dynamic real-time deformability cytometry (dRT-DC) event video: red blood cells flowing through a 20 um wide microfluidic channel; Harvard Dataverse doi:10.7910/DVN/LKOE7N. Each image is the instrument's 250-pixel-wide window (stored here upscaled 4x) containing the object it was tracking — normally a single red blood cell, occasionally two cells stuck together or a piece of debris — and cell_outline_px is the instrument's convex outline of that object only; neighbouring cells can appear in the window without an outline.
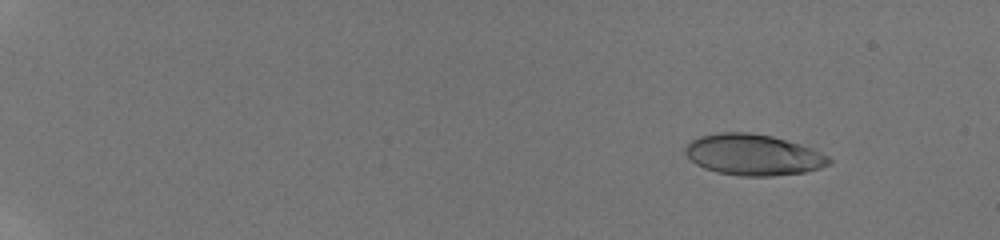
{"species": "human", "species_latin": "Homo sapiens", "temperature_condition": "room temperature", "stored_images_in_passage": 57, "camera_frame_rate_fps": 3000, "um_per_image_px": 0.085, "donor": {"sex": "male"}, "frame": {"image": 1, "passage_image": 8, "time_ms": 2.333, "image_size_px": [1000, 240], "cell_outline_px": [[832, 164], [820, 168], [804, 172], [772, 176], [740, 176], [716, 172], [704, 168], [696, 164], [684, 152], [684, 148], [692, 140], [700, 136], [716, 132], [752, 132], [772, 136], [800, 144], [812, 148], [828, 156], [832, 160]], "centroid_in_image_um": [64.03, 13.15], "position_along_channel_um": 21.0, "area_um2": 34.56}}
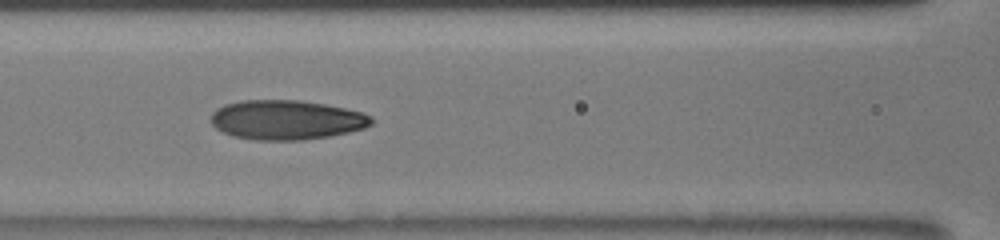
{"frame": {"image": 2, "passage_image": 30, "time_ms": 9.667, "image_size_px": [1000, 240], "cell_outline_px": [[372, 124], [364, 128], [332, 136], [304, 140], [256, 140], [232, 136], [216, 128], [212, 124], [212, 112], [216, 108], [224, 104], [240, 100], [296, 100], [324, 104], [344, 108], [360, 112], [372, 116]], "centroid_in_image_um": [24.33, 10.19], "position_along_channel_um": 142.3, "area_um2": 36.99}}
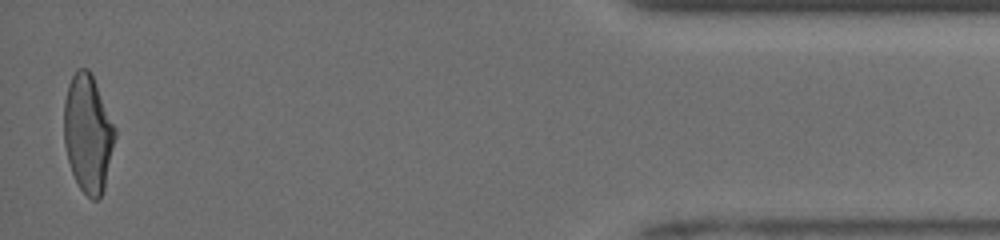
{"frame": {"image": 3, "passage_image": 56, "time_ms": 18.333, "image_size_px": [1000, 240], "cell_outline_px": [[116, 136], [104, 188], [100, 196], [96, 200], [92, 200], [80, 188], [72, 172], [68, 160], [64, 144], [64, 100], [68, 84], [76, 68], [88, 68], [92, 76], [116, 128]], "centroid_in_image_um": [7.47, 11.33], "position_along_channel_um": 427.7, "area_um2": 34.8}, "authors_computed_cell_mechanics": {"area_um2": 35.0846, "velocity_mm_per_s": 3.9822, "shape_relaxation_time_tau1_ms": 8.3729, "shape_relaxation_time_tau2_ms": 1.2935, "deformation_change_tau1": 0.2584, "deformation_change_tau2": 0.0776}}